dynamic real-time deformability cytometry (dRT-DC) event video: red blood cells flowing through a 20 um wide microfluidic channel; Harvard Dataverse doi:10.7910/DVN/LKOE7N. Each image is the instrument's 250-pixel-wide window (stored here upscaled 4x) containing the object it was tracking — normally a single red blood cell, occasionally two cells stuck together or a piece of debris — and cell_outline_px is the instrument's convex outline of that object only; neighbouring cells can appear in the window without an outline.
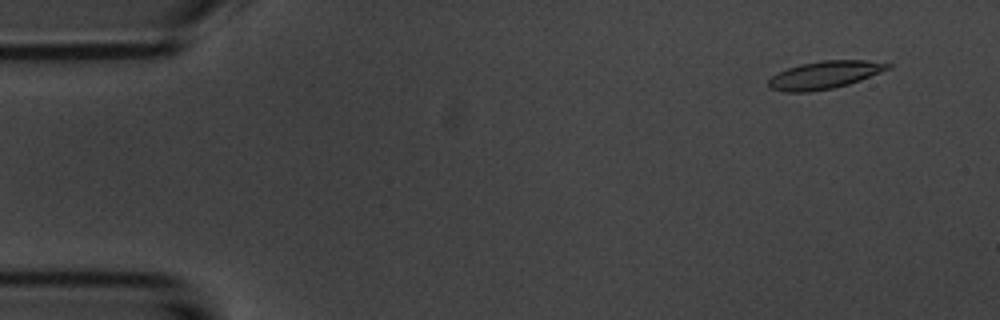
{"species": "common noctule bat (a hibernating species)", "species_latin": "Nyctalus noctula", "temperature_condition": "room temperature", "stored_images_in_passage": 4, "camera_frame_rate_fps": 3000, "um_per_image_px": 0.085, "animal": {"sex": "male", "body_mass_g": 20.1, "forearm_length_mm": 53.5}, "frame": {"image": 1, "passage_image": 1, "time_ms": 0.0, "image_size_px": [1000, 320], "cell_outline_px": [[892, 68], [860, 80], [848, 84], [832, 88], [808, 92], [784, 92], [768, 88], [768, 80], [772, 76], [788, 68], [800, 64], [820, 60], [864, 60], [892, 64]], "centroid_in_image_um": [70.08, 6.37], "position_along_channel_um": 14.9, "area_um2": 19.25}}
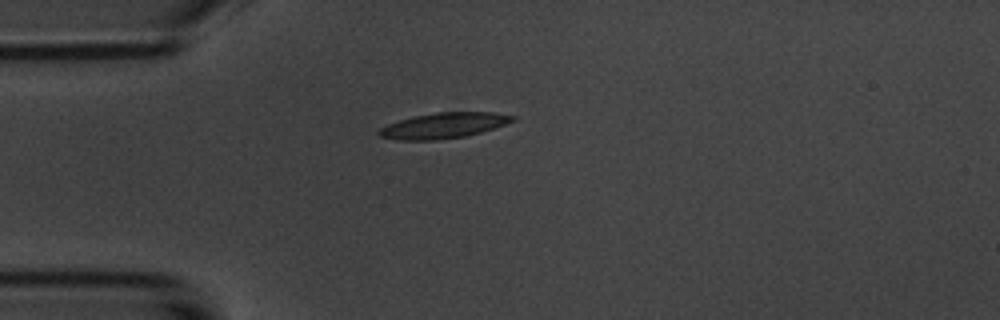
{"frame": {"image": 2, "passage_image": 4, "time_ms": 3.333, "image_size_px": [1000, 320], "cell_outline_px": [[516, 120], [480, 132], [464, 136], [440, 140], [400, 140], [380, 136], [376, 132], [380, 128], [388, 124], [412, 116], [436, 112], [492, 112], [516, 116]], "centroid_in_image_um": [37.69, 10.66], "position_along_channel_um": 47.3, "area_um2": 19.77}}